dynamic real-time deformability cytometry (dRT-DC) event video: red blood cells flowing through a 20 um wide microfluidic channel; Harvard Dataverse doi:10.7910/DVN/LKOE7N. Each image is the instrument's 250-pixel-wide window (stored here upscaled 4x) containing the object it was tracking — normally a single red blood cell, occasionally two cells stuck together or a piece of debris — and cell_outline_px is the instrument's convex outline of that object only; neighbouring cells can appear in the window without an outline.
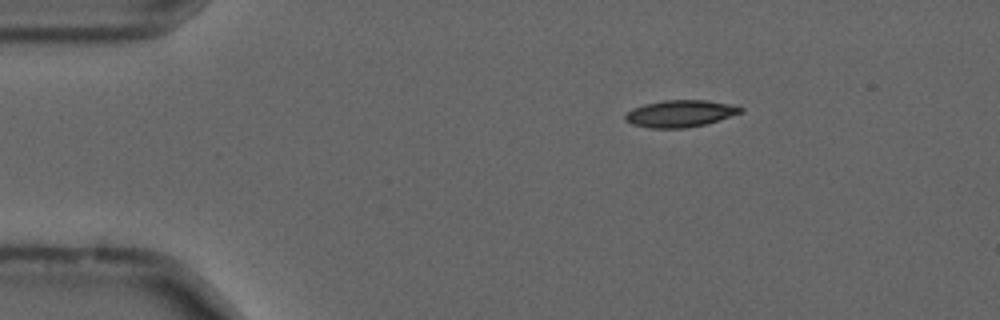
{"species": "common noctule bat (a hibernating species)", "species_latin": "Nyctalus noctula", "temperature_condition": "cold", "stored_images_in_passage": 47, "camera_frame_rate_fps": 3000, "um_per_image_px": 0.085, "animal": {"sex": "male", "forearm_length_mm": 52.5}, "frame": {"image": 1, "passage_image": 1, "time_ms": 0.0, "image_size_px": [1000, 320], "cell_outline_px": [[744, 112], [704, 124], [684, 128], [648, 128], [632, 124], [624, 120], [624, 116], [632, 108], [644, 104], [664, 100], [708, 100], [728, 104], [744, 108]], "centroid_in_image_um": [57.79, 9.65], "position_along_channel_um": 27.2, "area_um2": 18.03}}
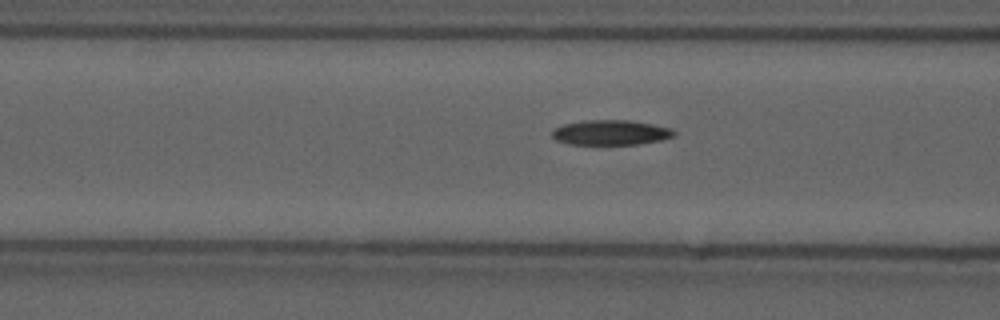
{"frame": {"image": 2, "passage_image": 13, "time_ms": 4.0, "image_size_px": [1000, 320], "cell_outline_px": [[676, 136], [660, 140], [636, 144], [568, 144], [556, 140], [552, 136], [552, 132], [556, 128], [564, 124], [584, 120], [628, 120], [652, 124], [672, 128], [676, 132]], "centroid_in_image_um": [51.94, 11.26], "position_along_channel_um": 114.7, "area_um2": 17.69}}
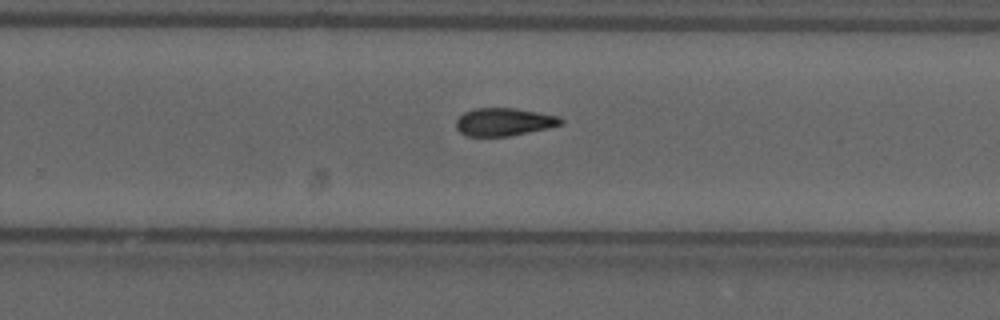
{"frame": {"image": 3, "passage_image": 27, "time_ms": 8.667, "image_size_px": [1000, 320], "cell_outline_px": [[564, 124], [548, 128], [508, 136], [468, 136], [460, 132], [456, 128], [456, 120], [464, 112], [476, 108], [516, 108], [560, 116], [564, 120]], "centroid_in_image_um": [42.87, 10.35], "position_along_channel_um": 286.9, "area_um2": 17.05}}